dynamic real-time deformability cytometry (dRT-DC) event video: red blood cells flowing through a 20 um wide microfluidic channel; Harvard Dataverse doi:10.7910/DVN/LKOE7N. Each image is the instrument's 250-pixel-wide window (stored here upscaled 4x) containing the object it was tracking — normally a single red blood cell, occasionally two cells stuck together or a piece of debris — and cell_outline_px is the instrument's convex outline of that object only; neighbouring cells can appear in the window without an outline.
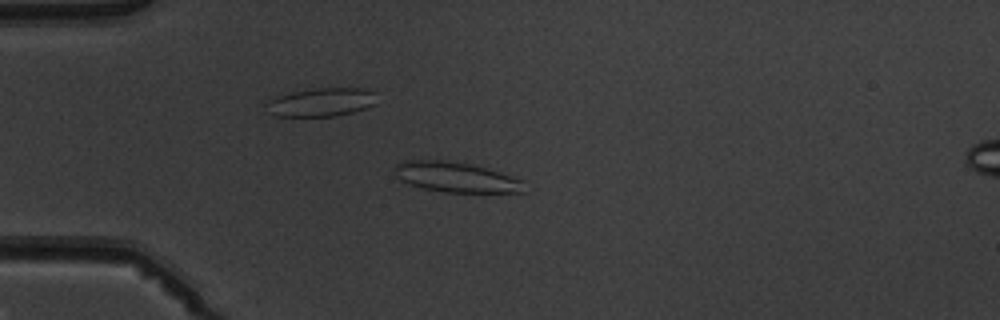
{"species": "common noctule bat (a hibernating species)", "species_latin": "Nyctalus noctula", "temperature_condition": "warm", "stored_images_in_passage": 6, "camera_frame_rate_fps": 3000, "um_per_image_px": 0.085, "animal": {"sex": "male", "body_mass_g": 19.5, "forearm_length_mm": 54.6}, "frame": {"image": 1, "passage_image": 4, "time_ms": 4.333, "image_size_px": [1000, 320], "cell_outline_px": [[528, 192], [444, 192], [424, 188], [408, 184], [400, 180], [396, 176], [396, 164], [404, 160], [444, 160], [468, 164], [500, 172], [520, 180]], "centroid_in_image_um": [38.73, 15.06], "position_along_channel_um": 46.3, "area_um2": 22.43}}